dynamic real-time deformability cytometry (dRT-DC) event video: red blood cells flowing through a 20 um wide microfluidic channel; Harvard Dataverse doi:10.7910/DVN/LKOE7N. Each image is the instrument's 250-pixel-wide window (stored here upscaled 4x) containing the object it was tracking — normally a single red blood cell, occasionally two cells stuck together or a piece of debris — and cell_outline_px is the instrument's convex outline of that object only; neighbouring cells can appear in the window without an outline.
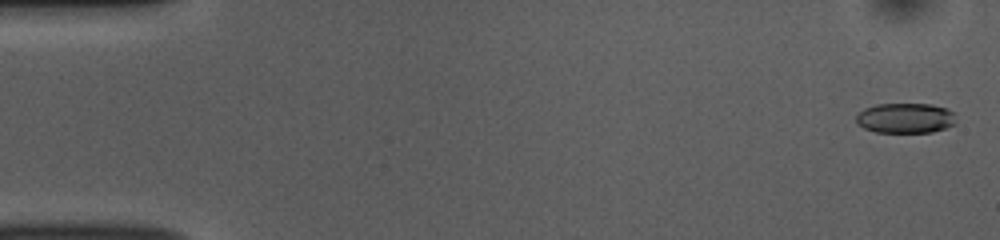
{"species": "common noctule bat (a hibernating species)", "species_latin": "Nyctalus noctula", "temperature_condition": "room temperature", "stored_images_in_passage": 55, "camera_frame_rate_fps": 3000, "um_per_image_px": 0.085, "animal": {"sex": "female", "body_mass_g": 10.0, "forearm_length_mm": 53.1}, "frame": {"image": 1, "passage_image": 2, "time_ms": 0.333, "image_size_px": [1000, 240], "cell_outline_px": [[956, 124], [932, 132], [876, 132], [864, 128], [856, 120], [856, 116], [864, 108], [876, 104], [932, 104], [944, 108], [952, 112]], "centroid_in_image_um": [76.95, 10.03], "position_along_channel_um": 8.1, "area_um2": 17.34}}
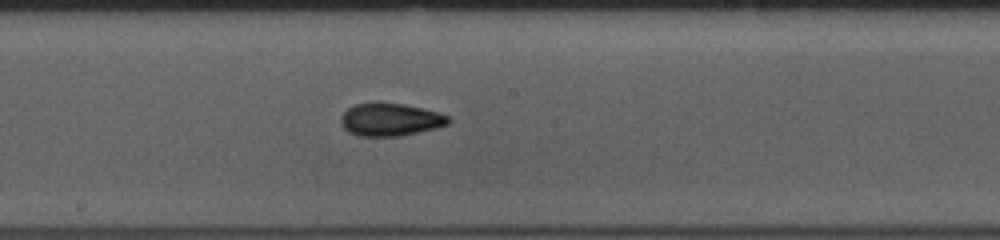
{"frame": {"image": 2, "passage_image": 29, "time_ms": 9.333, "image_size_px": [1000, 240], "cell_outline_px": [[452, 120], [448, 124], [436, 128], [400, 136], [360, 136], [348, 132], [340, 124], [340, 116], [348, 108], [356, 104], [380, 100], [404, 104], [436, 112], [448, 116]], "centroid_in_image_um": [33.13, 10.14], "position_along_channel_um": 215.1, "area_um2": 20.87}}
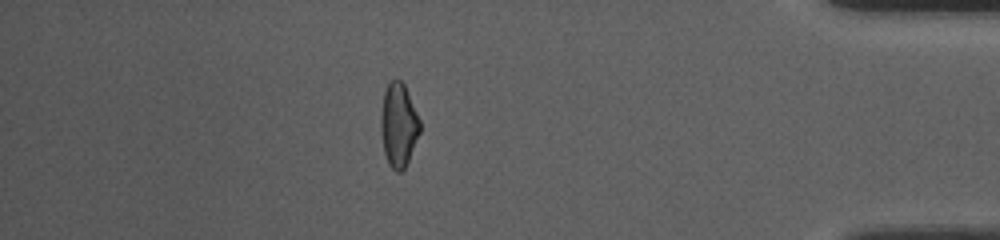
{"frame": {"image": 3, "passage_image": 47, "time_ms": 15.333, "image_size_px": [1000, 240], "cell_outline_px": [[420, 132], [408, 160], [404, 168], [400, 172], [396, 172], [388, 164], [384, 152], [380, 128], [380, 120], [384, 92], [388, 84], [392, 80], [400, 80], [404, 84], [420, 120]], "centroid_in_image_um": [33.87, 10.64], "position_along_channel_um": 401.3, "area_um2": 18.84}, "authors_computed_cell_mechanics": {"area_um2": 19.4786, "velocity_mm_per_s": 3.7776, "shape_relaxation_time_tau1_ms": 9.2101, "shape_relaxation_time_tau2_ms": 2.463, "deformation_change_tau1": 0.2055, "deformation_change_tau2": 0.0862}}